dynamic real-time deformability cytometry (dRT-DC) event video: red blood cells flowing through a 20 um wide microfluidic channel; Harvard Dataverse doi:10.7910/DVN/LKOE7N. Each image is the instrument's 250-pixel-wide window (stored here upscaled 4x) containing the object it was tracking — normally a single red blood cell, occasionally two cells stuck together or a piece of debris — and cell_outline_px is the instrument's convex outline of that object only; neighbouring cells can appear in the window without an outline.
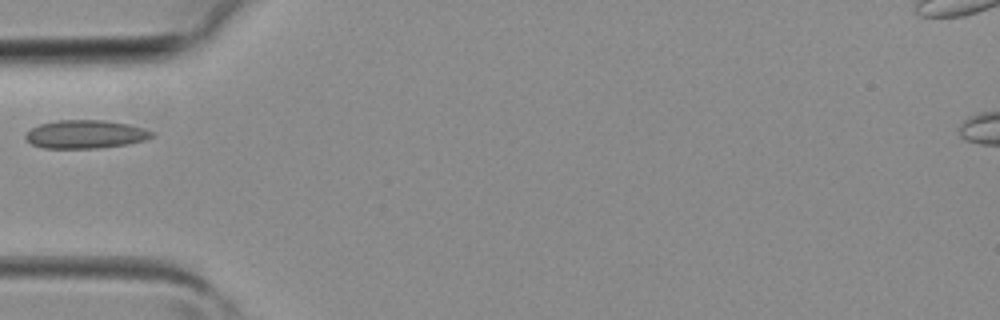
{"species": "common noctule bat (a hibernating species)", "species_latin": "Nyctalus noctula", "temperature_condition": "room temperature", "stored_images_in_passage": 3, "camera_frame_rate_fps": 3000, "um_per_image_px": 0.085, "animal": {"sex": "female", "body_mass_g": 19.3, "forearm_length_mm": 54.1}, "frame": {"image": 1, "passage_image": 3, "time_ms": 0.667, "image_size_px": [1000, 320], "cell_outline_px": [[156, 136], [144, 140], [128, 144], [96, 148], [44, 148], [32, 144], [24, 136], [32, 128], [40, 124], [56, 120], [104, 120], [128, 124], [144, 128], [156, 132]], "centroid_in_image_um": [7.32, 11.41], "position_along_channel_um": 77.7, "area_um2": 20.87}}